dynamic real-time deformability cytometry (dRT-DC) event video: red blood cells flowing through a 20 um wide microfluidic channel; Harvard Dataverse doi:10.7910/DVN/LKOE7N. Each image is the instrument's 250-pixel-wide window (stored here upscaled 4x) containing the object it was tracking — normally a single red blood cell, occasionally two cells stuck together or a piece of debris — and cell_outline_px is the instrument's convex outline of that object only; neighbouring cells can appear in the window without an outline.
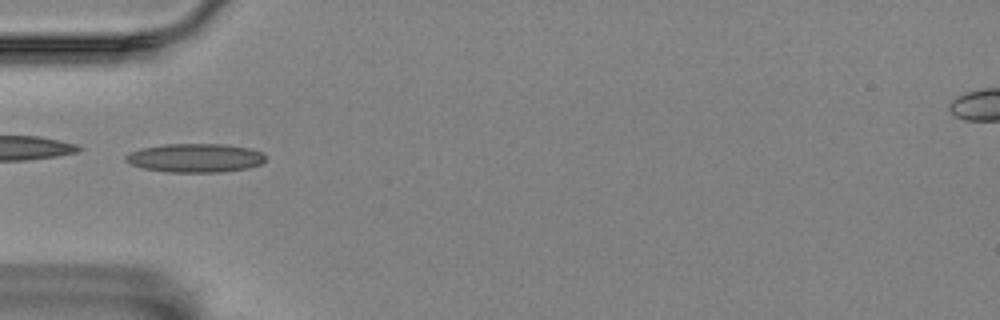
{"species": "Egyptian fruit bat (a non-hibernating species)", "species_latin": "Rousettus aegyptiacus", "temperature_condition": "room temperature", "stored_images_in_passage": 2, "camera_frame_rate_fps": 3000, "um_per_image_px": 0.085, "animal": {"sex": "female"}, "frame": {"image": 1, "passage_image": 2, "time_ms": 0.333, "image_size_px": [1000, 320], "cell_outline_px": [[264, 160], [260, 164], [248, 168], [220, 172], [168, 172], [144, 168], [132, 164], [124, 160], [124, 156], [140, 148], [164, 144], [224, 144], [248, 148], [264, 152]], "centroid_in_image_um": [16.59, 13.42], "position_along_channel_um": 68.4, "area_um2": 23.35}}